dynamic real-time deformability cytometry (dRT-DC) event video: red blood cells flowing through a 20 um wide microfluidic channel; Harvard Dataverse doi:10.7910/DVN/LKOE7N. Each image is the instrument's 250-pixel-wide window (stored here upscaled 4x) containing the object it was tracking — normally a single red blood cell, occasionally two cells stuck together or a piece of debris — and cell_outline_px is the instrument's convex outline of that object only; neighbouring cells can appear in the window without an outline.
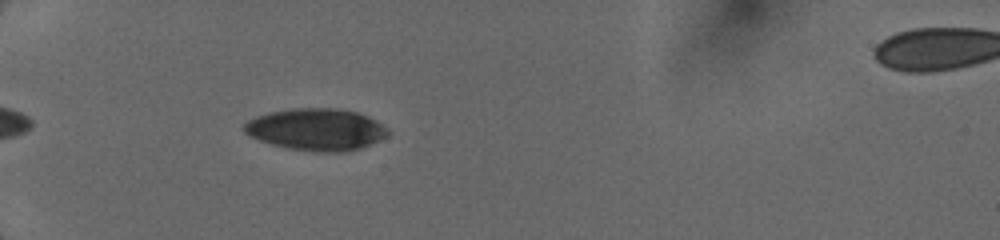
{"species": "human", "species_latin": "Homo sapiens", "temperature_condition": "cold", "stored_images_in_passage": 7, "camera_frame_rate_fps": 3000, "um_per_image_px": 0.085, "donor": {"sex": "female"}, "frame": {"image": 1, "passage_image": 3, "time_ms": 1.0, "image_size_px": [1000, 240], "cell_outline_px": [[388, 136], [360, 148], [344, 152], [316, 152], [288, 148], [272, 144], [260, 140], [244, 132], [244, 124], [248, 120], [256, 116], [268, 112], [292, 108], [336, 108], [356, 112], [368, 116], [376, 120], [388, 128]], "centroid_in_image_um": [26.89, 11.0], "position_along_channel_um": 58.1, "area_um2": 35.08}}
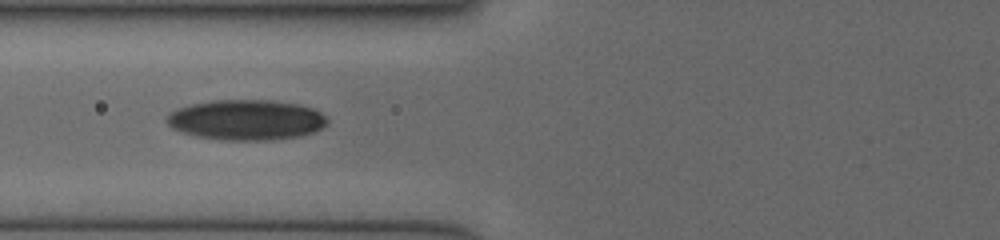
{"frame": {"image": 2, "passage_image": 6, "time_ms": 2.667, "image_size_px": [1000, 240], "cell_outline_px": [[328, 124], [312, 132], [300, 136], [272, 140], [224, 140], [200, 136], [184, 132], [172, 128], [164, 120], [168, 112], [176, 108], [192, 104], [212, 100], [276, 100], [300, 104], [312, 108], [320, 112], [328, 120]], "centroid_in_image_um": [20.92, 10.17], "position_along_channel_um": 104.9, "area_um2": 37.86}}